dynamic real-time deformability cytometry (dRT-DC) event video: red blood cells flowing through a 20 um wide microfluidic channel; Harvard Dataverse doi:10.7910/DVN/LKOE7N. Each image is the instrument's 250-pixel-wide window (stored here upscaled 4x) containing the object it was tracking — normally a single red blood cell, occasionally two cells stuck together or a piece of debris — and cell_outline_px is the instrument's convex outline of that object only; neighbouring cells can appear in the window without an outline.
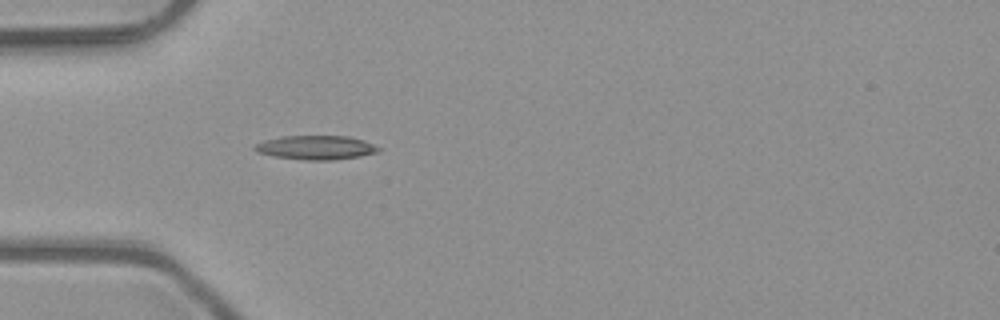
{"species": "common noctule bat (a hibernating species)", "species_latin": "Nyctalus noctula", "temperature_condition": "room temperature", "stored_images_in_passage": 1, "camera_frame_rate_fps": 3000, "um_per_image_px": 0.085, "animal": {"sex": "male", "body_mass_g": 23.1, "forearm_length_mm": 52.7}, "frame": {"image": 1, "passage_image": 1, "time_ms": 0.0, "image_size_px": [1000, 320], "cell_outline_px": [[380, 152], [360, 156], [336, 160], [304, 160], [276, 156], [256, 152], [252, 148], [256, 144], [264, 140], [280, 136], [348, 136], [364, 140], [380, 148]], "centroid_in_image_um": [26.86, 12.54], "position_along_channel_um": 58.1, "area_um2": 17.4}}